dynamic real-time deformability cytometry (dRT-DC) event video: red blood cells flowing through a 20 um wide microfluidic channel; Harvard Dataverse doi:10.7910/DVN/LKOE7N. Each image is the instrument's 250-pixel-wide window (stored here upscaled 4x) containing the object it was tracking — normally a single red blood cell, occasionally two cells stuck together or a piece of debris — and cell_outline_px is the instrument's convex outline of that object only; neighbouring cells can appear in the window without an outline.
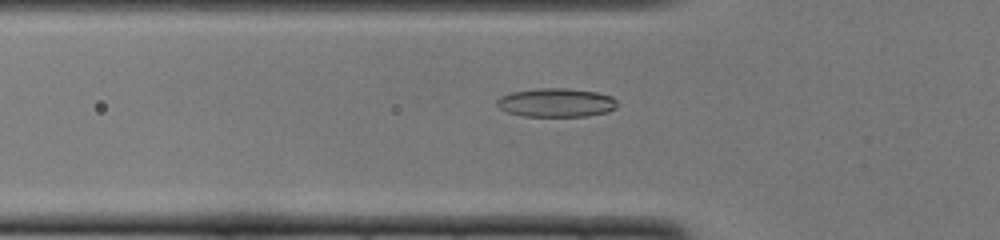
{"species": "common noctule bat (a hibernating species)", "species_latin": "Nyctalus noctula", "temperature_condition": "cold", "stored_images_in_passage": 49, "camera_frame_rate_fps": 3000, "um_per_image_px": 0.085, "animal": {"sex": "female", "body_mass_g": 22.0, "forearm_length_mm": 56.7}, "frame": {"image": 1, "passage_image": 16, "time_ms": 5.0, "image_size_px": [1000, 240], "cell_outline_px": [[616, 108], [608, 112], [588, 116], [524, 116], [508, 112], [500, 108], [496, 104], [496, 100], [500, 96], [512, 92], [536, 88], [568, 88], [596, 92], [612, 96], [616, 100]], "centroid_in_image_um": [47.28, 8.72], "position_along_channel_um": 78.5, "area_um2": 20.23}}
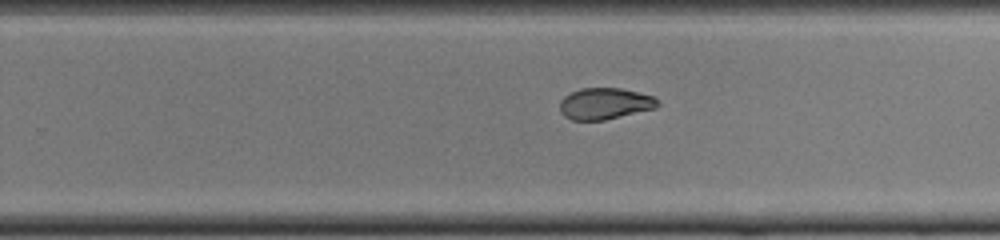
{"frame": {"image": 2, "passage_image": 31, "time_ms": 10.0, "image_size_px": [1000, 240], "cell_outline_px": [[660, 104], [656, 108], [604, 120], [572, 120], [564, 116], [560, 112], [560, 100], [564, 96], [580, 88], [620, 88], [652, 96], [660, 100]], "centroid_in_image_um": [51.41, 8.81], "position_along_channel_um": 278.4, "area_um2": 17.92}}
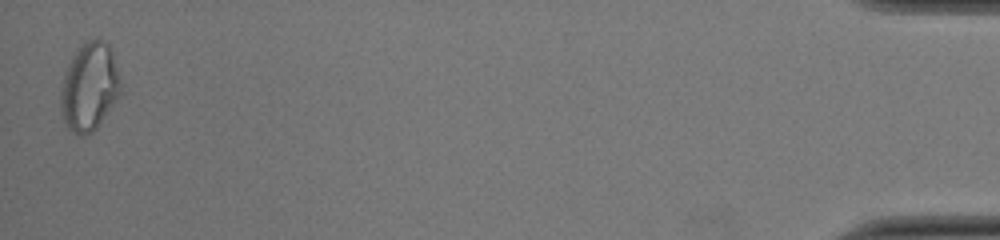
{"frame": {"image": 3, "passage_image": 49, "time_ms": 16.0, "image_size_px": [1000, 240], "cell_outline_px": [[124, 92], [96, 128], [92, 132], [84, 136], [80, 136], [68, 128], [64, 120], [60, 108], [60, 92], [64, 72], [72, 56], [80, 44], [96, 36], [104, 40], [112, 48], [120, 76]], "centroid_in_image_um": [7.64, 7.34], "position_along_channel_um": 427.6, "area_um2": 31.67}, "authors_computed_cell_mechanics": {"area_um2": 19.4208, "velocity_mm_per_s": 3.9986, "shape_relaxation_time_tau1_ms": null, "shape_relaxation_time_tau2_ms": 2.3383, "deformation_change_tau1": null, "deformation_change_tau2": 0.0698}}